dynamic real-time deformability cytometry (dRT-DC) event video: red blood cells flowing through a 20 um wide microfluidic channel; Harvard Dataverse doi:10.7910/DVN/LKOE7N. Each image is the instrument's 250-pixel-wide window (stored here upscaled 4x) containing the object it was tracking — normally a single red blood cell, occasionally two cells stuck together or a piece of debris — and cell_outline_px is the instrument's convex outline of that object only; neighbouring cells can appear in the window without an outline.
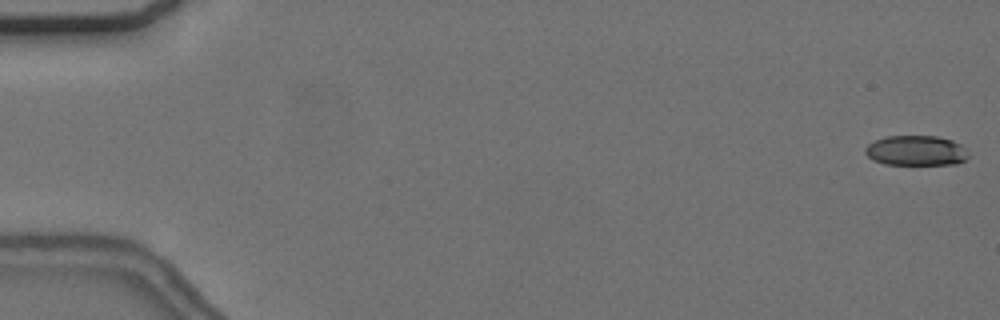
{"species": "common noctule bat (a hibernating species)", "species_latin": "Nyctalus noctula", "temperature_condition": "cold", "stored_images_in_passage": 56, "camera_frame_rate_fps": 3000, "um_per_image_px": 0.085, "animal": {"sex": "female", "body_mass_g": 24.6, "forearm_length_mm": 56.2}, "frame": {"image": 1, "passage_image": 1, "time_ms": 0.0, "image_size_px": [1000, 320], "cell_outline_px": [[968, 156], [964, 160], [956, 164], [884, 164], [872, 160], [864, 152], [864, 148], [868, 144], [876, 140], [888, 136], [936, 136], [952, 140], [960, 144], [968, 152]], "centroid_in_image_um": [77.85, 12.8], "position_along_channel_um": 7.2, "area_um2": 18.03}}
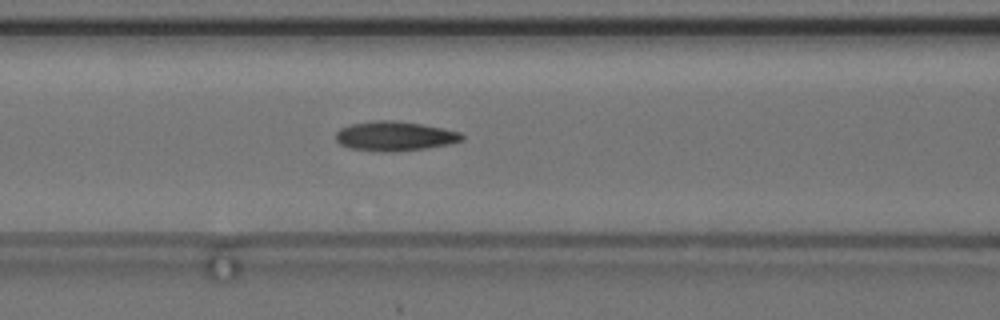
{"frame": {"image": 2, "passage_image": 24, "time_ms": 7.667, "image_size_px": [1000, 320], "cell_outline_px": [[464, 136], [460, 140], [452, 144], [396, 152], [380, 152], [348, 148], [340, 144], [336, 140], [336, 132], [340, 128], [352, 124], [372, 120], [396, 120], [444, 128], [460, 132]], "centroid_in_image_um": [33.53, 11.57], "position_along_channel_um": 133.1, "area_um2": 21.85}}
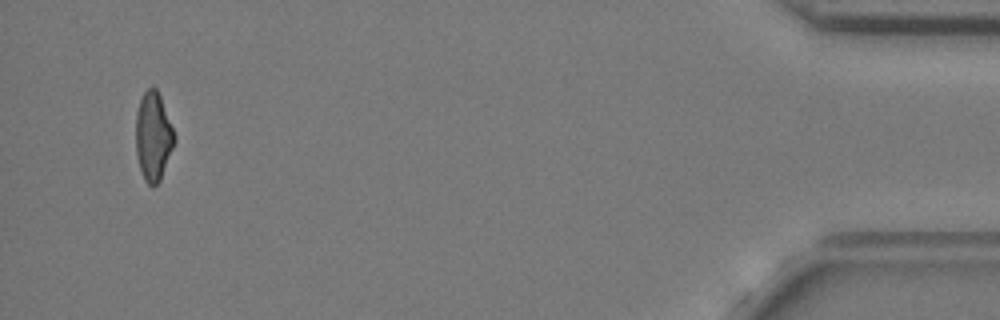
{"frame": {"image": 3, "passage_image": 54, "time_ms": 17.667, "image_size_px": [1000, 320], "cell_outline_px": [[176, 140], [160, 180], [152, 188], [144, 180], [136, 156], [136, 112], [140, 100], [144, 92], [148, 88], [156, 88], [160, 96], [176, 136]], "centroid_in_image_um": [13.02, 11.62], "position_along_channel_um": 422.2, "area_um2": 19.88}, "authors_computed_cell_mechanics": {"area_um2": 20.7213, "velocity_mm_per_s": 3.691, "shape_relaxation_time_tau1_ms": 4.693, "shape_relaxation_time_tau2_ms": 3.711, "deformation_change_tau1": 0.143, "deformation_change_tau2": 0.1144}}